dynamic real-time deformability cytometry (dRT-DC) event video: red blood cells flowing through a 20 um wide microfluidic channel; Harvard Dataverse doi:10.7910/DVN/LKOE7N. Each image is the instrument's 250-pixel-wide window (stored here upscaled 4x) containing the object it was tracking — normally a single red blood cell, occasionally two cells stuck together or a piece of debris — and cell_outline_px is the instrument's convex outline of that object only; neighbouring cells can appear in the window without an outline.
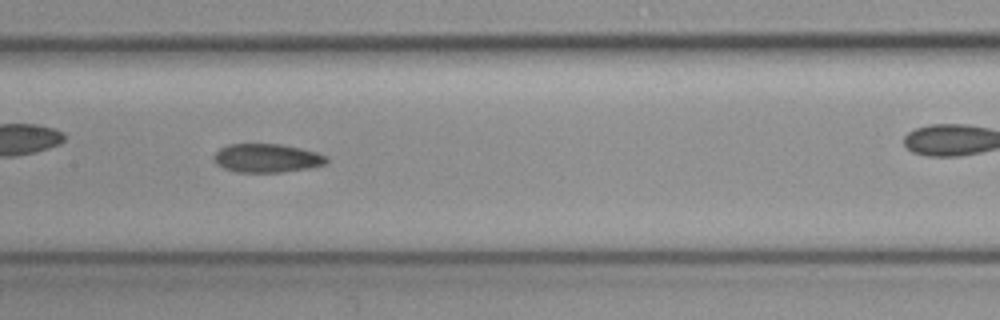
{"species": "common noctule bat (a hibernating species)", "species_latin": "Nyctalus noctula", "temperature_condition": "cold", "stored_images_in_passage": 9, "camera_frame_rate_fps": 3000, "um_per_image_px": 0.085, "animal": {"sex": "female", "body_mass_g": 19.3, "forearm_length_mm": 54.1}, "frame": {"image": 1, "passage_image": 6, "time_ms": 1.667, "image_size_px": [1000, 320], "cell_outline_px": [[328, 160], [324, 164], [308, 168], [280, 172], [236, 172], [224, 168], [216, 164], [216, 152], [220, 148], [228, 144], [280, 144], [300, 148], [316, 152], [328, 156]], "centroid_in_image_um": [22.7, 13.43], "position_along_channel_um": 184.7, "area_um2": 18.61}}
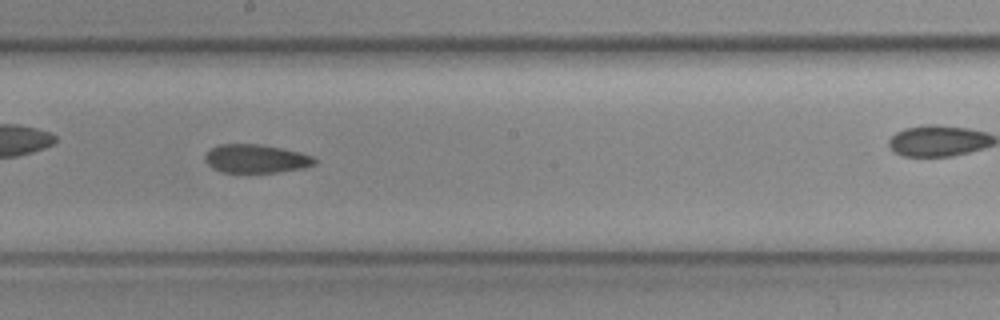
{"frame": {"image": 2, "passage_image": 7, "time_ms": 2.0, "image_size_px": [1000, 320], "cell_outline_px": [[316, 164], [304, 168], [276, 172], [220, 172], [212, 168], [204, 160], [204, 156], [212, 148], [220, 144], [256, 144], [280, 148], [312, 156], [316, 160]], "centroid_in_image_um": [21.73, 13.5], "position_along_channel_um": 226.5, "area_um2": 17.98}}
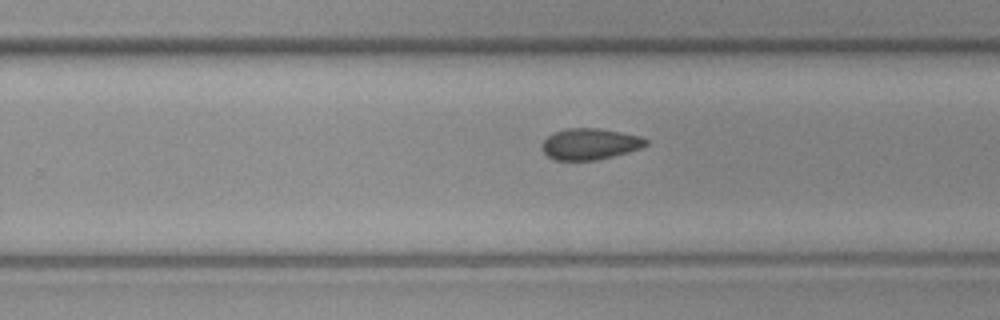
{"frame": {"image": 3, "passage_image": 9, "time_ms": 2.667, "image_size_px": [1000, 320], "cell_outline_px": [[648, 144], [640, 148], [628, 152], [596, 160], [556, 160], [548, 156], [544, 152], [544, 140], [552, 132], [564, 128], [596, 128], [620, 132], [640, 136], [648, 140]], "centroid_in_image_um": [50.15, 12.23], "position_along_channel_um": 279.7, "area_um2": 18.73}}